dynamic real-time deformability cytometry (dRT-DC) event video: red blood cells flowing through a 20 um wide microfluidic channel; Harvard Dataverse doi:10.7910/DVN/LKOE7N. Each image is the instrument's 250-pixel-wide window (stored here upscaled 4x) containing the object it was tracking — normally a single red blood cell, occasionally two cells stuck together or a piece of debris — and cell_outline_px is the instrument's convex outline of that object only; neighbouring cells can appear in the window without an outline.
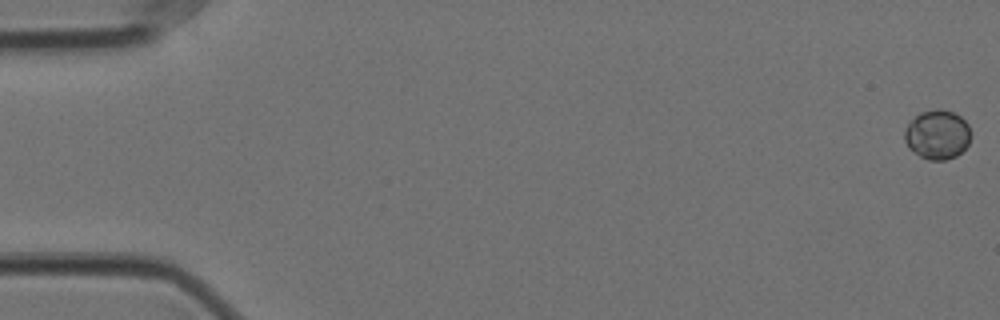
{"species": "Egyptian fruit bat (a non-hibernating species)", "species_latin": "Rousettus aegyptiacus", "temperature_condition": "cold", "stored_images_in_passage": 58, "camera_frame_rate_fps": 3000, "um_per_image_px": 0.085, "animal": {"sex": "female"}, "frame": {"image": 1, "passage_image": 1, "time_ms": 0.0, "image_size_px": [1000, 320], "cell_outline_px": [[972, 136], [968, 144], [956, 156], [944, 160], [928, 160], [920, 156], [908, 148], [904, 140], [904, 132], [908, 124], [920, 112], [936, 108], [940, 108], [952, 112], [960, 116], [968, 124]], "centroid_in_image_um": [79.67, 11.44], "position_along_channel_um": 5.3, "area_um2": 19.13}}
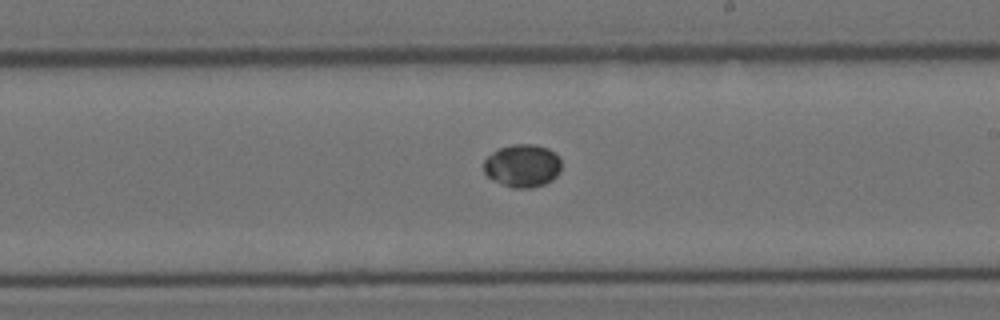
{"frame": {"image": 2, "passage_image": 34, "time_ms": 11.0, "image_size_px": [1000, 320], "cell_outline_px": [[560, 172], [552, 180], [544, 184], [532, 188], [512, 188], [492, 180], [484, 172], [484, 160], [492, 152], [500, 148], [512, 144], [532, 144], [548, 148], [560, 160]], "centroid_in_image_um": [44.39, 14.1], "position_along_channel_um": 244.6, "area_um2": 19.36}}
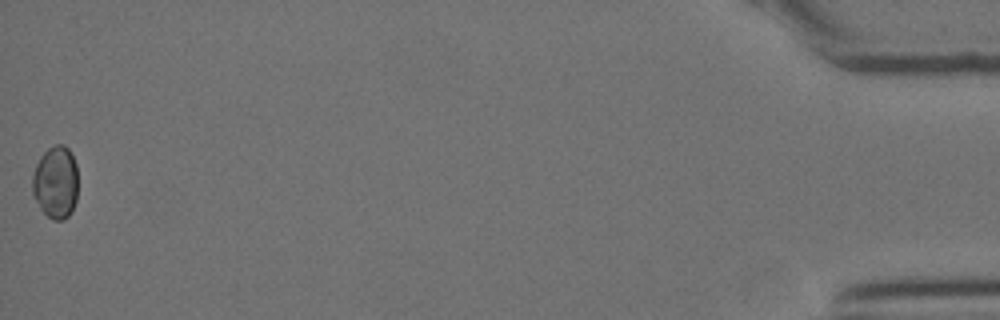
{"frame": {"image": 3, "passage_image": 58, "time_ms": 19.0, "image_size_px": [1000, 320], "cell_outline_px": [[76, 200], [72, 212], [64, 220], [52, 220], [40, 208], [32, 192], [32, 176], [36, 164], [40, 156], [48, 148], [56, 144], [64, 144], [68, 148], [76, 164]], "centroid_in_image_um": [4.72, 15.5], "position_along_channel_um": 430.5, "area_um2": 19.31}}